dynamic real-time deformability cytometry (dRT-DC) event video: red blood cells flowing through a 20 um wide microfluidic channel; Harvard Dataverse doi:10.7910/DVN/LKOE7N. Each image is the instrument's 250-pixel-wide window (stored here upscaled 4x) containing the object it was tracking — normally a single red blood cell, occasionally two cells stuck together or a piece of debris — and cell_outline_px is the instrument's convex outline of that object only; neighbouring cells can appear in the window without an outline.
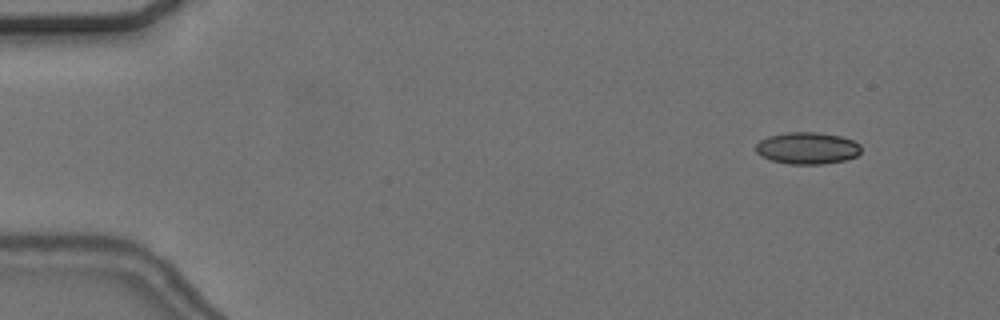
{"species": "common noctule bat (a hibernating species)", "species_latin": "Nyctalus noctula", "temperature_condition": "cold", "stored_images_in_passage": 57, "camera_frame_rate_fps": 3000, "um_per_image_px": 0.085, "animal": {"sex": "female", "body_mass_g": 24.6, "forearm_length_mm": 56.2}, "frame": {"image": 1, "passage_image": 6, "time_ms": 1.667, "image_size_px": [1000, 320], "cell_outline_px": [[860, 152], [856, 156], [844, 160], [820, 164], [788, 164], [772, 160], [760, 156], [756, 152], [756, 144], [760, 140], [768, 136], [788, 132], [816, 132], [840, 136], [852, 140], [860, 144]], "centroid_in_image_um": [68.6, 12.59], "position_along_channel_um": 16.4, "area_um2": 19.48}}
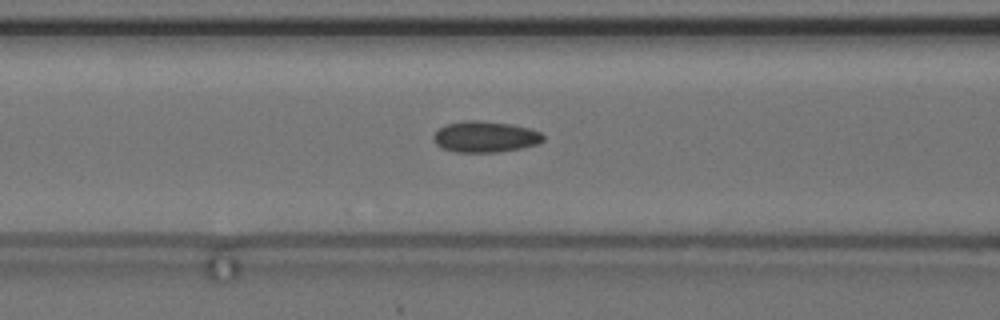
{"frame": {"image": 2, "passage_image": 24, "time_ms": 7.667, "image_size_px": [1000, 320], "cell_outline_px": [[544, 140], [536, 144], [520, 148], [500, 152], [452, 152], [436, 144], [432, 136], [440, 128], [448, 124], [464, 120], [480, 120], [508, 124], [528, 128], [540, 132], [544, 136]], "centroid_in_image_um": [41.23, 11.63], "position_along_channel_um": 125.4, "area_um2": 19.71}}
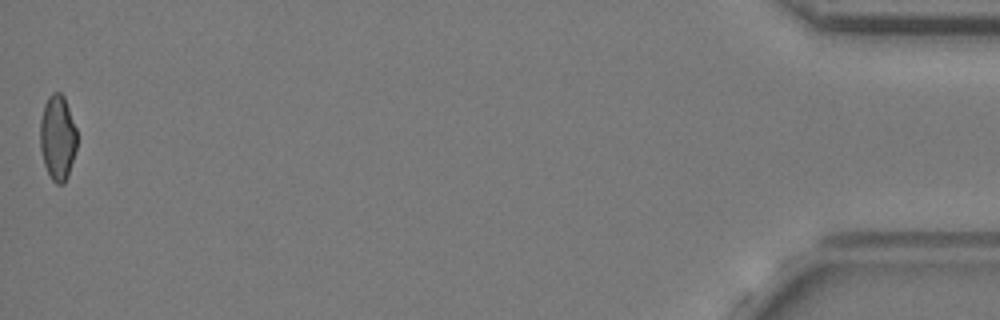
{"frame": {"image": 3, "passage_image": 57, "time_ms": 18.667, "image_size_px": [1000, 320], "cell_outline_px": [[76, 148], [68, 176], [64, 184], [56, 184], [52, 180], [44, 164], [40, 148], [40, 120], [44, 104], [48, 96], [52, 92], [60, 92], [64, 96], [76, 128]], "centroid_in_image_um": [4.88, 11.69], "position_along_channel_um": 430.3, "area_um2": 18.32}, "authors_computed_cell_mechanics": {"area_um2": 19.1318, "velocity_mm_per_s": 3.6485, "shape_relaxation_time_tau1_ms": null, "shape_relaxation_time_tau2_ms": 2.4348, "deformation_change_tau1": null, "deformation_change_tau2": 0.0879}}